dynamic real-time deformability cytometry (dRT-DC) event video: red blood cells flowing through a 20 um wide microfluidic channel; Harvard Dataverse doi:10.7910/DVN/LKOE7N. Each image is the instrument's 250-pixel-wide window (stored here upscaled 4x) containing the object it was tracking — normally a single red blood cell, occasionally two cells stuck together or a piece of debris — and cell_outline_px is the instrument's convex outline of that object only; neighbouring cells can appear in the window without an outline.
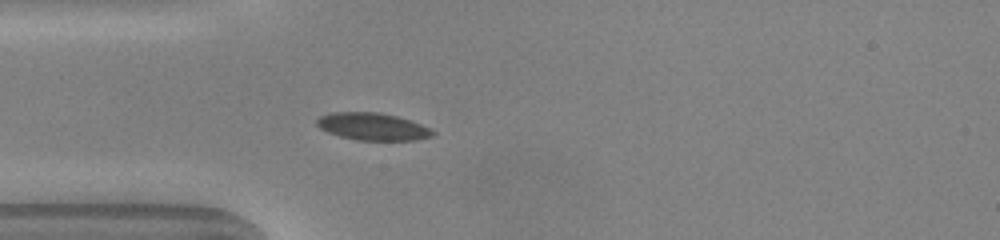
{"species": "common noctule bat (a hibernating species)", "species_latin": "Nyctalus noctula", "temperature_condition": "warm", "stored_images_in_passage": 49, "camera_frame_rate_fps": 3000, "um_per_image_px": 0.085, "animal": {"sex": "male", "body_mass_g": 20.0, "forearm_length_mm": 53.3}, "frame": {"image": 1, "passage_image": 13, "time_ms": 4.0, "image_size_px": [1000, 240], "cell_outline_px": [[436, 132], [432, 136], [416, 140], [356, 140], [340, 136], [328, 132], [320, 128], [316, 124], [316, 120], [320, 116], [332, 112], [376, 112], [396, 116], [412, 120]], "centroid_in_image_um": [31.66, 10.76], "position_along_channel_um": 53.3, "area_um2": 18.38}}
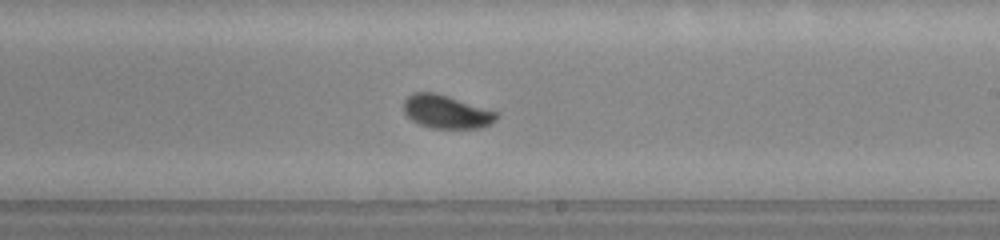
{"frame": {"image": 2, "passage_image": 28, "time_ms": 9.0, "image_size_px": [1000, 240], "cell_outline_px": [[496, 120], [492, 124], [480, 128], [432, 128], [420, 124], [412, 120], [404, 112], [404, 100], [412, 92], [436, 92], [496, 112]], "centroid_in_image_um": [37.91, 9.5], "position_along_channel_um": 251.1, "area_um2": 17.8}}
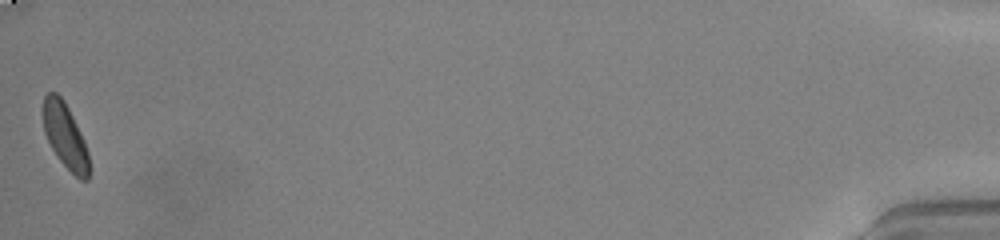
{"frame": {"image": 3, "passage_image": 49, "time_ms": 16.0, "image_size_px": [1000, 240], "cell_outline_px": [[92, 172], [88, 180], [80, 180], [60, 160], [52, 148], [44, 132], [44, 96], [48, 92], [56, 92], [64, 100], [84, 140], [88, 152], [92, 168]], "centroid_in_image_um": [5.59, 11.61], "position_along_channel_um": 429.6, "area_um2": 17.28}, "authors_computed_cell_mechanics": {"area_um2": 17.8024, "velocity_mm_per_s": 4.037, "shape_relaxation_time_tau1_ms": 2.422, "shape_relaxation_time_tau2_ms": null, "deformation_change_tau1": 0.11, "deformation_change_tau2": null}}